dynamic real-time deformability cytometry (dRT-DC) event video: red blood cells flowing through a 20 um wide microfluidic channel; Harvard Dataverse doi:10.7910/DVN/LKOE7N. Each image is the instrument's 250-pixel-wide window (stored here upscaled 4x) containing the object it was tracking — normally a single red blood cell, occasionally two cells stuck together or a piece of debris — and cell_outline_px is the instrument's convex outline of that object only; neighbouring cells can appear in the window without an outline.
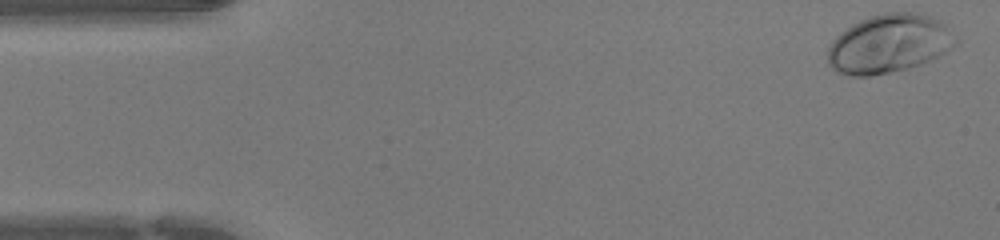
{"species": "human", "species_latin": "Homo sapiens", "temperature_condition": "warm", "stored_images_in_passage": 44, "camera_frame_rate_fps": 3000, "um_per_image_px": 0.085, "donor": {"sex": "female"}, "frame": {"image": 1, "passage_image": 1, "time_ms": 0.0, "image_size_px": [1000, 240], "cell_outline_px": [[960, 40], [952, 48], [920, 64], [908, 68], [868, 76], [852, 76], [836, 72], [828, 64], [828, 48], [832, 40], [836, 36], [852, 24], [860, 20], [884, 12], [916, 12], [932, 16], [948, 24]], "centroid_in_image_um": [75.6, 3.69], "position_along_channel_um": 9.4, "area_um2": 43.93}}
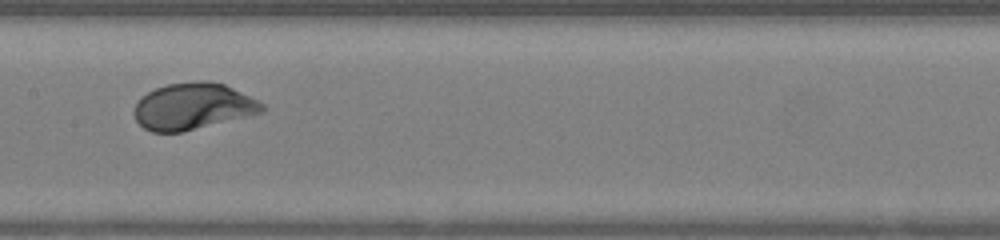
{"frame": {"image": 2, "passage_image": 21, "time_ms": 6.667, "image_size_px": [1000, 240], "cell_outline_px": [[268, 108], [264, 112], [180, 132], [152, 132], [144, 128], [136, 120], [132, 112], [136, 104], [148, 92], [156, 88], [168, 84], [200, 80], [208, 80], [224, 84], [264, 104]], "centroid_in_image_um": [16.4, 9.04], "position_along_channel_um": 191.0, "area_um2": 34.39}}
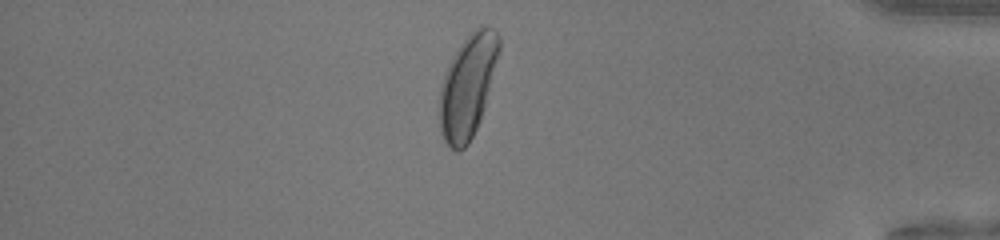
{"frame": {"image": 3, "passage_image": 37, "time_ms": 12.0, "image_size_px": [1000, 240], "cell_outline_px": [[500, 48], [484, 108], [480, 120], [468, 144], [460, 152], [456, 152], [444, 140], [440, 132], [440, 84], [448, 64], [452, 56], [460, 44], [480, 24], [488, 24], [496, 28], [500, 36]], "centroid_in_image_um": [39.76, 7.28], "position_along_channel_um": 395.4, "area_um2": 35.66}}